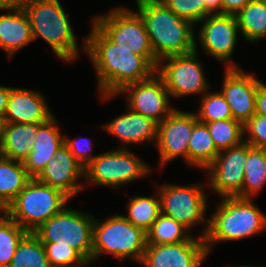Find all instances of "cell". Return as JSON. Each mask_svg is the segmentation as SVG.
<instances>
[{
	"label": "cell",
	"instance_id": "cell-1",
	"mask_svg": "<svg viewBox=\"0 0 266 267\" xmlns=\"http://www.w3.org/2000/svg\"><path fill=\"white\" fill-rule=\"evenodd\" d=\"M83 43L82 48L94 65L104 101L124 86L149 79L156 72L144 57L134 50L119 48L93 22Z\"/></svg>",
	"mask_w": 266,
	"mask_h": 267
},
{
	"label": "cell",
	"instance_id": "cell-2",
	"mask_svg": "<svg viewBox=\"0 0 266 267\" xmlns=\"http://www.w3.org/2000/svg\"><path fill=\"white\" fill-rule=\"evenodd\" d=\"M158 61L195 51L194 24L176 16L161 0H136Z\"/></svg>",
	"mask_w": 266,
	"mask_h": 267
},
{
	"label": "cell",
	"instance_id": "cell-3",
	"mask_svg": "<svg viewBox=\"0 0 266 267\" xmlns=\"http://www.w3.org/2000/svg\"><path fill=\"white\" fill-rule=\"evenodd\" d=\"M266 229V215L251 198L223 197L209 219L204 238L208 254L219 241L253 236Z\"/></svg>",
	"mask_w": 266,
	"mask_h": 267
},
{
	"label": "cell",
	"instance_id": "cell-4",
	"mask_svg": "<svg viewBox=\"0 0 266 267\" xmlns=\"http://www.w3.org/2000/svg\"><path fill=\"white\" fill-rule=\"evenodd\" d=\"M22 8L29 18L33 41L42 37L63 61L71 63L78 58L77 39L59 0H27Z\"/></svg>",
	"mask_w": 266,
	"mask_h": 267
},
{
	"label": "cell",
	"instance_id": "cell-5",
	"mask_svg": "<svg viewBox=\"0 0 266 267\" xmlns=\"http://www.w3.org/2000/svg\"><path fill=\"white\" fill-rule=\"evenodd\" d=\"M70 198L58 189L31 178L4 212L27 232L61 212Z\"/></svg>",
	"mask_w": 266,
	"mask_h": 267
},
{
	"label": "cell",
	"instance_id": "cell-6",
	"mask_svg": "<svg viewBox=\"0 0 266 267\" xmlns=\"http://www.w3.org/2000/svg\"><path fill=\"white\" fill-rule=\"evenodd\" d=\"M147 246L146 232L134 226L124 215H114L107 220L94 221L92 261L105 253L119 260L128 258L140 263Z\"/></svg>",
	"mask_w": 266,
	"mask_h": 267
},
{
	"label": "cell",
	"instance_id": "cell-7",
	"mask_svg": "<svg viewBox=\"0 0 266 267\" xmlns=\"http://www.w3.org/2000/svg\"><path fill=\"white\" fill-rule=\"evenodd\" d=\"M94 221V216L89 213L65 207L33 233L42 243H57V245L72 247L92 263Z\"/></svg>",
	"mask_w": 266,
	"mask_h": 267
},
{
	"label": "cell",
	"instance_id": "cell-8",
	"mask_svg": "<svg viewBox=\"0 0 266 267\" xmlns=\"http://www.w3.org/2000/svg\"><path fill=\"white\" fill-rule=\"evenodd\" d=\"M119 48L134 50L144 57L155 69L158 60L151 47L149 36L141 16L128 8H114L92 21Z\"/></svg>",
	"mask_w": 266,
	"mask_h": 267
},
{
	"label": "cell",
	"instance_id": "cell-9",
	"mask_svg": "<svg viewBox=\"0 0 266 267\" xmlns=\"http://www.w3.org/2000/svg\"><path fill=\"white\" fill-rule=\"evenodd\" d=\"M151 168L128 148L117 147L97 155L85 168V180L90 184L119 187L150 175Z\"/></svg>",
	"mask_w": 266,
	"mask_h": 267
},
{
	"label": "cell",
	"instance_id": "cell-10",
	"mask_svg": "<svg viewBox=\"0 0 266 267\" xmlns=\"http://www.w3.org/2000/svg\"><path fill=\"white\" fill-rule=\"evenodd\" d=\"M204 186L200 183L185 186L166 184L157 191L162 214L175 219L189 230L206 221L201 238H205L209 227V219L204 216L208 207Z\"/></svg>",
	"mask_w": 266,
	"mask_h": 267
},
{
	"label": "cell",
	"instance_id": "cell-11",
	"mask_svg": "<svg viewBox=\"0 0 266 267\" xmlns=\"http://www.w3.org/2000/svg\"><path fill=\"white\" fill-rule=\"evenodd\" d=\"M198 56L195 45L191 53L165 57L158 62L156 73L163 79L171 97L183 98L208 91L209 84Z\"/></svg>",
	"mask_w": 266,
	"mask_h": 267
},
{
	"label": "cell",
	"instance_id": "cell-12",
	"mask_svg": "<svg viewBox=\"0 0 266 267\" xmlns=\"http://www.w3.org/2000/svg\"><path fill=\"white\" fill-rule=\"evenodd\" d=\"M248 143L222 150L206 168L209 186L221 197L242 198L244 169L247 163Z\"/></svg>",
	"mask_w": 266,
	"mask_h": 267
},
{
	"label": "cell",
	"instance_id": "cell-13",
	"mask_svg": "<svg viewBox=\"0 0 266 267\" xmlns=\"http://www.w3.org/2000/svg\"><path fill=\"white\" fill-rule=\"evenodd\" d=\"M126 94L128 108L145 117L162 122L175 108L163 79L155 72L149 79L124 86L117 95ZM171 106V107H170Z\"/></svg>",
	"mask_w": 266,
	"mask_h": 267
},
{
	"label": "cell",
	"instance_id": "cell-14",
	"mask_svg": "<svg viewBox=\"0 0 266 267\" xmlns=\"http://www.w3.org/2000/svg\"><path fill=\"white\" fill-rule=\"evenodd\" d=\"M200 22L198 41L205 53L227 64L225 68H238L230 60L240 32L235 15L210 14Z\"/></svg>",
	"mask_w": 266,
	"mask_h": 267
},
{
	"label": "cell",
	"instance_id": "cell-15",
	"mask_svg": "<svg viewBox=\"0 0 266 267\" xmlns=\"http://www.w3.org/2000/svg\"><path fill=\"white\" fill-rule=\"evenodd\" d=\"M197 121L195 113L175 109L158 123L156 146L160 153L161 166L180 156L188 164V142Z\"/></svg>",
	"mask_w": 266,
	"mask_h": 267
},
{
	"label": "cell",
	"instance_id": "cell-16",
	"mask_svg": "<svg viewBox=\"0 0 266 267\" xmlns=\"http://www.w3.org/2000/svg\"><path fill=\"white\" fill-rule=\"evenodd\" d=\"M208 252L204 238L175 244H147L140 264L146 267H201Z\"/></svg>",
	"mask_w": 266,
	"mask_h": 267
},
{
	"label": "cell",
	"instance_id": "cell-17",
	"mask_svg": "<svg viewBox=\"0 0 266 267\" xmlns=\"http://www.w3.org/2000/svg\"><path fill=\"white\" fill-rule=\"evenodd\" d=\"M255 73L238 68H226L220 91L231 108L234 120L243 125L256 114V95L262 83Z\"/></svg>",
	"mask_w": 266,
	"mask_h": 267
},
{
	"label": "cell",
	"instance_id": "cell-18",
	"mask_svg": "<svg viewBox=\"0 0 266 267\" xmlns=\"http://www.w3.org/2000/svg\"><path fill=\"white\" fill-rule=\"evenodd\" d=\"M83 176L85 168L63 144L36 179L60 190L71 199L83 189L82 183L77 182Z\"/></svg>",
	"mask_w": 266,
	"mask_h": 267
},
{
	"label": "cell",
	"instance_id": "cell-19",
	"mask_svg": "<svg viewBox=\"0 0 266 267\" xmlns=\"http://www.w3.org/2000/svg\"><path fill=\"white\" fill-rule=\"evenodd\" d=\"M52 116L42 94L23 88H11L3 122L44 123Z\"/></svg>",
	"mask_w": 266,
	"mask_h": 267
},
{
	"label": "cell",
	"instance_id": "cell-20",
	"mask_svg": "<svg viewBox=\"0 0 266 267\" xmlns=\"http://www.w3.org/2000/svg\"><path fill=\"white\" fill-rule=\"evenodd\" d=\"M102 128L125 144L121 148H127L126 144L156 143L157 140L158 123L129 108L128 112L114 118Z\"/></svg>",
	"mask_w": 266,
	"mask_h": 267
},
{
	"label": "cell",
	"instance_id": "cell-21",
	"mask_svg": "<svg viewBox=\"0 0 266 267\" xmlns=\"http://www.w3.org/2000/svg\"><path fill=\"white\" fill-rule=\"evenodd\" d=\"M57 121L53 115L46 122L39 123L32 150L23 162L31 178H36L42 172L56 151L64 144V136L59 131Z\"/></svg>",
	"mask_w": 266,
	"mask_h": 267
},
{
	"label": "cell",
	"instance_id": "cell-22",
	"mask_svg": "<svg viewBox=\"0 0 266 267\" xmlns=\"http://www.w3.org/2000/svg\"><path fill=\"white\" fill-rule=\"evenodd\" d=\"M0 15V48L9 59L19 49L33 42L30 21L22 6H10Z\"/></svg>",
	"mask_w": 266,
	"mask_h": 267
},
{
	"label": "cell",
	"instance_id": "cell-23",
	"mask_svg": "<svg viewBox=\"0 0 266 267\" xmlns=\"http://www.w3.org/2000/svg\"><path fill=\"white\" fill-rule=\"evenodd\" d=\"M39 123H3L1 156L24 162L36 139Z\"/></svg>",
	"mask_w": 266,
	"mask_h": 267
},
{
	"label": "cell",
	"instance_id": "cell-24",
	"mask_svg": "<svg viewBox=\"0 0 266 267\" xmlns=\"http://www.w3.org/2000/svg\"><path fill=\"white\" fill-rule=\"evenodd\" d=\"M30 179L23 162L0 156V211L6 209Z\"/></svg>",
	"mask_w": 266,
	"mask_h": 267
},
{
	"label": "cell",
	"instance_id": "cell-25",
	"mask_svg": "<svg viewBox=\"0 0 266 267\" xmlns=\"http://www.w3.org/2000/svg\"><path fill=\"white\" fill-rule=\"evenodd\" d=\"M218 153L206 123L198 120L188 142V165L206 169Z\"/></svg>",
	"mask_w": 266,
	"mask_h": 267
},
{
	"label": "cell",
	"instance_id": "cell-26",
	"mask_svg": "<svg viewBox=\"0 0 266 267\" xmlns=\"http://www.w3.org/2000/svg\"><path fill=\"white\" fill-rule=\"evenodd\" d=\"M235 17L240 33L250 43L266 36V0H251Z\"/></svg>",
	"mask_w": 266,
	"mask_h": 267
},
{
	"label": "cell",
	"instance_id": "cell-27",
	"mask_svg": "<svg viewBox=\"0 0 266 267\" xmlns=\"http://www.w3.org/2000/svg\"><path fill=\"white\" fill-rule=\"evenodd\" d=\"M244 169L242 198H253L266 183V149L254 148L248 143Z\"/></svg>",
	"mask_w": 266,
	"mask_h": 267
},
{
	"label": "cell",
	"instance_id": "cell-28",
	"mask_svg": "<svg viewBox=\"0 0 266 267\" xmlns=\"http://www.w3.org/2000/svg\"><path fill=\"white\" fill-rule=\"evenodd\" d=\"M9 267H51L43 243L33 232L19 242Z\"/></svg>",
	"mask_w": 266,
	"mask_h": 267
},
{
	"label": "cell",
	"instance_id": "cell-29",
	"mask_svg": "<svg viewBox=\"0 0 266 267\" xmlns=\"http://www.w3.org/2000/svg\"><path fill=\"white\" fill-rule=\"evenodd\" d=\"M189 229L175 219L160 214L146 232L147 244H175L192 238Z\"/></svg>",
	"mask_w": 266,
	"mask_h": 267
},
{
	"label": "cell",
	"instance_id": "cell-30",
	"mask_svg": "<svg viewBox=\"0 0 266 267\" xmlns=\"http://www.w3.org/2000/svg\"><path fill=\"white\" fill-rule=\"evenodd\" d=\"M157 197L134 196L127 204L128 216H124L134 226L147 232L161 214L160 199Z\"/></svg>",
	"mask_w": 266,
	"mask_h": 267
},
{
	"label": "cell",
	"instance_id": "cell-31",
	"mask_svg": "<svg viewBox=\"0 0 266 267\" xmlns=\"http://www.w3.org/2000/svg\"><path fill=\"white\" fill-rule=\"evenodd\" d=\"M0 267H9L22 238L28 233L4 211H0Z\"/></svg>",
	"mask_w": 266,
	"mask_h": 267
},
{
	"label": "cell",
	"instance_id": "cell-32",
	"mask_svg": "<svg viewBox=\"0 0 266 267\" xmlns=\"http://www.w3.org/2000/svg\"><path fill=\"white\" fill-rule=\"evenodd\" d=\"M206 125L219 152L244 141L243 124L233 118L208 122Z\"/></svg>",
	"mask_w": 266,
	"mask_h": 267
},
{
	"label": "cell",
	"instance_id": "cell-33",
	"mask_svg": "<svg viewBox=\"0 0 266 267\" xmlns=\"http://www.w3.org/2000/svg\"><path fill=\"white\" fill-rule=\"evenodd\" d=\"M206 93L201 100V108L195 113L197 120L208 123L233 118L231 108L221 92Z\"/></svg>",
	"mask_w": 266,
	"mask_h": 267
},
{
	"label": "cell",
	"instance_id": "cell-34",
	"mask_svg": "<svg viewBox=\"0 0 266 267\" xmlns=\"http://www.w3.org/2000/svg\"><path fill=\"white\" fill-rule=\"evenodd\" d=\"M43 245L51 267H82L90 264L70 246L57 245V243H43Z\"/></svg>",
	"mask_w": 266,
	"mask_h": 267
},
{
	"label": "cell",
	"instance_id": "cell-35",
	"mask_svg": "<svg viewBox=\"0 0 266 267\" xmlns=\"http://www.w3.org/2000/svg\"><path fill=\"white\" fill-rule=\"evenodd\" d=\"M176 16L192 24L205 18L204 0H161Z\"/></svg>",
	"mask_w": 266,
	"mask_h": 267
},
{
	"label": "cell",
	"instance_id": "cell-36",
	"mask_svg": "<svg viewBox=\"0 0 266 267\" xmlns=\"http://www.w3.org/2000/svg\"><path fill=\"white\" fill-rule=\"evenodd\" d=\"M243 130L245 142L254 148L266 149V116L255 114L243 125Z\"/></svg>",
	"mask_w": 266,
	"mask_h": 267
},
{
	"label": "cell",
	"instance_id": "cell-37",
	"mask_svg": "<svg viewBox=\"0 0 266 267\" xmlns=\"http://www.w3.org/2000/svg\"><path fill=\"white\" fill-rule=\"evenodd\" d=\"M81 139H69V137L64 136V144L68 147L72 155L76 158V160L84 167L97 157V155L92 154L93 147L91 144V140L89 138Z\"/></svg>",
	"mask_w": 266,
	"mask_h": 267
},
{
	"label": "cell",
	"instance_id": "cell-38",
	"mask_svg": "<svg viewBox=\"0 0 266 267\" xmlns=\"http://www.w3.org/2000/svg\"><path fill=\"white\" fill-rule=\"evenodd\" d=\"M251 0H221L222 14L236 15L242 10Z\"/></svg>",
	"mask_w": 266,
	"mask_h": 267
},
{
	"label": "cell",
	"instance_id": "cell-39",
	"mask_svg": "<svg viewBox=\"0 0 266 267\" xmlns=\"http://www.w3.org/2000/svg\"><path fill=\"white\" fill-rule=\"evenodd\" d=\"M256 114L266 116V84L258 86L256 95Z\"/></svg>",
	"mask_w": 266,
	"mask_h": 267
},
{
	"label": "cell",
	"instance_id": "cell-40",
	"mask_svg": "<svg viewBox=\"0 0 266 267\" xmlns=\"http://www.w3.org/2000/svg\"><path fill=\"white\" fill-rule=\"evenodd\" d=\"M204 2H205V17L210 14H222L221 0H204Z\"/></svg>",
	"mask_w": 266,
	"mask_h": 267
},
{
	"label": "cell",
	"instance_id": "cell-41",
	"mask_svg": "<svg viewBox=\"0 0 266 267\" xmlns=\"http://www.w3.org/2000/svg\"><path fill=\"white\" fill-rule=\"evenodd\" d=\"M12 87L0 86V117L3 118L8 104V98Z\"/></svg>",
	"mask_w": 266,
	"mask_h": 267
},
{
	"label": "cell",
	"instance_id": "cell-42",
	"mask_svg": "<svg viewBox=\"0 0 266 267\" xmlns=\"http://www.w3.org/2000/svg\"><path fill=\"white\" fill-rule=\"evenodd\" d=\"M27 0H5L9 6H22Z\"/></svg>",
	"mask_w": 266,
	"mask_h": 267
},
{
	"label": "cell",
	"instance_id": "cell-43",
	"mask_svg": "<svg viewBox=\"0 0 266 267\" xmlns=\"http://www.w3.org/2000/svg\"><path fill=\"white\" fill-rule=\"evenodd\" d=\"M9 5L5 2V0H0V10H7L9 9Z\"/></svg>",
	"mask_w": 266,
	"mask_h": 267
},
{
	"label": "cell",
	"instance_id": "cell-44",
	"mask_svg": "<svg viewBox=\"0 0 266 267\" xmlns=\"http://www.w3.org/2000/svg\"><path fill=\"white\" fill-rule=\"evenodd\" d=\"M3 118L0 117V140H1V136H2V128H3Z\"/></svg>",
	"mask_w": 266,
	"mask_h": 267
},
{
	"label": "cell",
	"instance_id": "cell-45",
	"mask_svg": "<svg viewBox=\"0 0 266 267\" xmlns=\"http://www.w3.org/2000/svg\"><path fill=\"white\" fill-rule=\"evenodd\" d=\"M232 267H260V266H248V265H247V266H246V265H242V266H241V265H240V266L238 265V266H235V265H234V266H232ZM265 267H266V266H265Z\"/></svg>",
	"mask_w": 266,
	"mask_h": 267
}]
</instances>
